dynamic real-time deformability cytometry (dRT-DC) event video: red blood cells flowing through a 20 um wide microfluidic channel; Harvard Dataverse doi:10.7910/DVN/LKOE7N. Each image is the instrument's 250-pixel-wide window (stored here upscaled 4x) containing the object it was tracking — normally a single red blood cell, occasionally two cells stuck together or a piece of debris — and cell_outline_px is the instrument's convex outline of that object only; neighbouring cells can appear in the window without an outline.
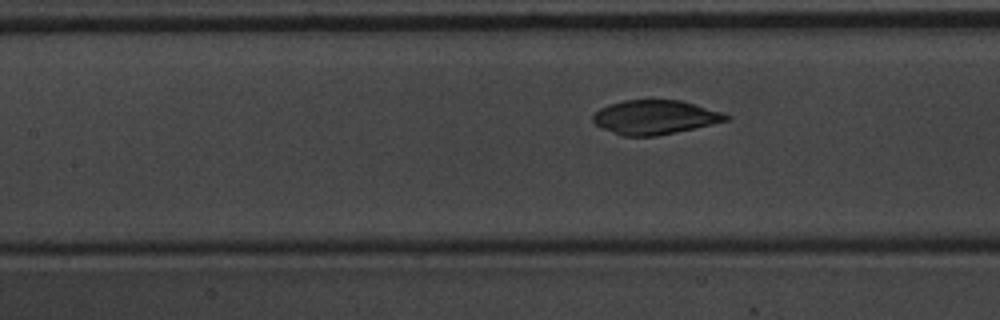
{"species": "common noctule bat (a hibernating species)", "species_latin": "Nyctalus noctula", "temperature_condition": "warm", "stored_images_in_passage": 8, "segment_of_instrument_passage": [2, 2], "camera_frame_rate_fps": 3000, "um_per_image_px": 0.085, "animal": {"sex": "male", "body_mass_g": 20.1, "forearm_length_mm": 53.5}, "frame": {"image": 1, "passage_image": 8, "time_ms": 2.333, "image_size_px": [1000, 320], "cell_outline_px": [[732, 116], [728, 120], [712, 124], [656, 136], [620, 136], [596, 124], [592, 120], [592, 116], [600, 108], [608, 104], [624, 100], [680, 100], [696, 104]], "centroid_in_image_um": [55.65, 9.96], "position_along_channel_um": 151.7, "area_um2": 26.3}}